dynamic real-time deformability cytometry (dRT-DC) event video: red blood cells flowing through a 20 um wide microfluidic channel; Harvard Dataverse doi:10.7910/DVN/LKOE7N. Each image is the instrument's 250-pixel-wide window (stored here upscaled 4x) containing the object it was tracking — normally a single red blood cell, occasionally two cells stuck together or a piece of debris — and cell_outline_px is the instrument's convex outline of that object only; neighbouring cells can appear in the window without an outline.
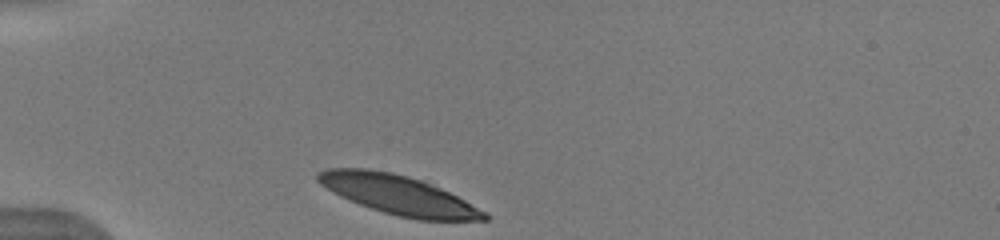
{"species": "human", "species_latin": "Homo sapiens", "temperature_condition": "warm", "stored_images_in_passage": 10, "camera_frame_rate_fps": 3000, "um_per_image_px": 0.085, "donor": {"sex": "male"}, "frame": {"image": 1, "passage_image": 1, "time_ms": 0.0, "image_size_px": [1000, 240], "cell_outline_px": [[488, 220], [416, 220], [396, 216], [348, 200], [332, 192], [320, 184], [316, 180], [316, 172], [328, 168], [368, 168], [392, 172], [408, 176], [420, 180], [440, 188], [488, 212]], "centroid_in_image_um": [33.83, 16.56], "position_along_channel_um": 51.2, "area_um2": 38.03}}